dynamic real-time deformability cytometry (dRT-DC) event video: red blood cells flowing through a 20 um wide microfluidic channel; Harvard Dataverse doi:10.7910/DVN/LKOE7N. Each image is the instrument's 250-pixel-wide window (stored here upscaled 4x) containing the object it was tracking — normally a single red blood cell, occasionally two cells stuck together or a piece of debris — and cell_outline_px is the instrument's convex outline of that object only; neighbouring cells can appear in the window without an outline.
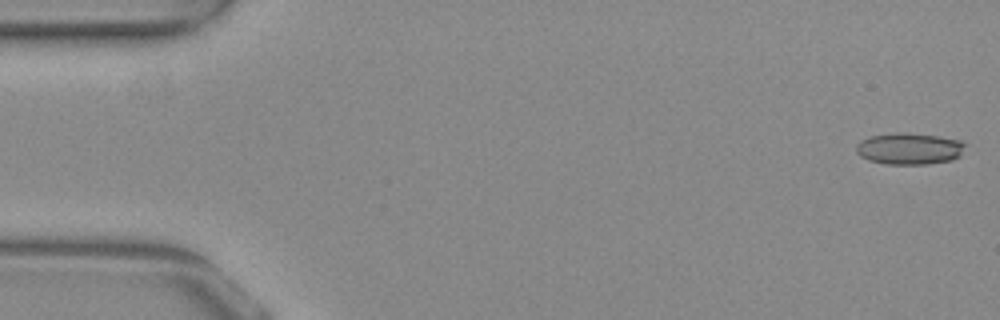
{"species": "common noctule bat (a hibernating species)", "species_latin": "Nyctalus noctula", "temperature_condition": "warm", "stored_images_in_passage": 9, "camera_frame_rate_fps": 3000, "um_per_image_px": 0.085, "animal": {"sex": "female", "body_mass_g": 29.2, "forearm_length_mm": 56.3}, "frame": {"image": 1, "passage_image": 1, "time_ms": 0.0, "image_size_px": [1000, 320], "cell_outline_px": [[964, 144], [960, 156], [952, 160], [928, 164], [888, 164], [868, 160], [860, 156], [856, 152], [856, 144], [860, 140], [872, 136], [896, 132], [900, 132], [936, 136], [960, 140]], "centroid_in_image_um": [77.26, 12.64], "position_along_channel_um": 7.7, "area_um2": 19.94}}